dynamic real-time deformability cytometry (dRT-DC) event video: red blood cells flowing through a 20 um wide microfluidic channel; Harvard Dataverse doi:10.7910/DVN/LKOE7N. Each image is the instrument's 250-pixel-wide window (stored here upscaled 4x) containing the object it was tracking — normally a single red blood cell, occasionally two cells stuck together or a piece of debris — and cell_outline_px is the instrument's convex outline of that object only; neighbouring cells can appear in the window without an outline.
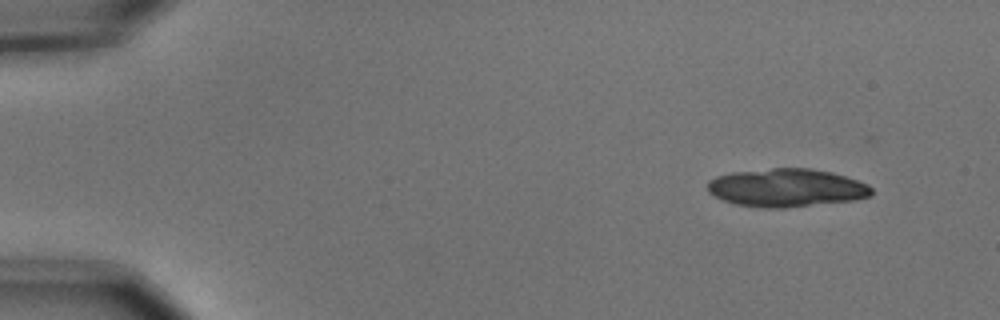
{"species": "common noctule bat (a hibernating species)", "species_latin": "Nyctalus noctula", "temperature_condition": "cold", "stored_images_in_passage": 5, "camera_frame_rate_fps": 3000, "um_per_image_px": 0.085, "animal": {"sex": "male", "body_mass_g": 15.6}, "frame": {"image": 1, "passage_image": 1, "time_ms": 0.0, "image_size_px": [1000, 320], "cell_outline_px": [[872, 192], [868, 196], [852, 200], [784, 208], [764, 208], [736, 204], [724, 200], [708, 192], [708, 180], [716, 176], [732, 172], [772, 168], [812, 168], [832, 172], [868, 184], [872, 188]], "centroid_in_image_um": [66.83, 15.95], "position_along_channel_um": 18.2, "area_um2": 36.3}}
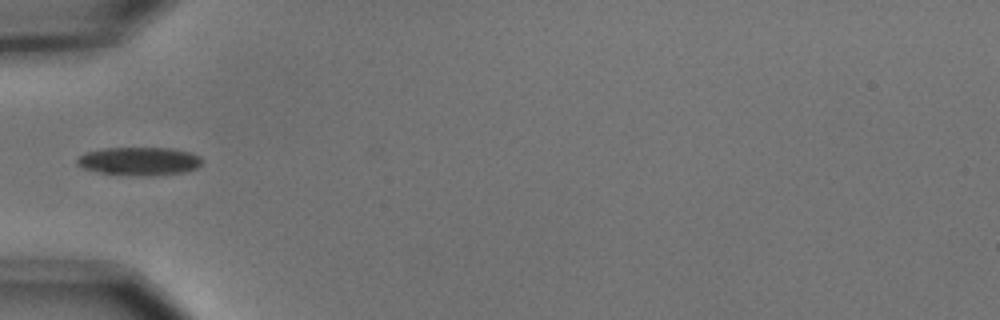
{"frame": {"image": 2, "passage_image": 5, "time_ms": 1.333, "image_size_px": [1000, 320], "cell_outline_px": [[204, 160], [196, 168], [184, 172], [156, 176], [140, 176], [100, 172], [84, 168], [76, 164], [76, 160], [84, 152], [100, 148], [172, 148], [192, 152], [200, 156]], "centroid_in_image_um": [11.86, 13.69], "position_along_channel_um": 73.1, "area_um2": 20.81}}